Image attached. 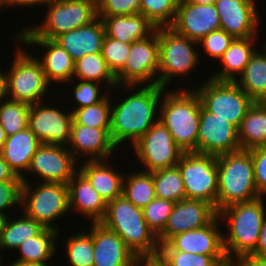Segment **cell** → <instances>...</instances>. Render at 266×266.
<instances>
[{
	"mask_svg": "<svg viewBox=\"0 0 266 266\" xmlns=\"http://www.w3.org/2000/svg\"><path fill=\"white\" fill-rule=\"evenodd\" d=\"M180 0H141V14L155 27L171 26Z\"/></svg>",
	"mask_w": 266,
	"mask_h": 266,
	"instance_id": "cell-40",
	"label": "cell"
},
{
	"mask_svg": "<svg viewBox=\"0 0 266 266\" xmlns=\"http://www.w3.org/2000/svg\"><path fill=\"white\" fill-rule=\"evenodd\" d=\"M262 47H263L262 49H264V50L266 51V45H264V44H263V46H262Z\"/></svg>",
	"mask_w": 266,
	"mask_h": 266,
	"instance_id": "cell-59",
	"label": "cell"
},
{
	"mask_svg": "<svg viewBox=\"0 0 266 266\" xmlns=\"http://www.w3.org/2000/svg\"><path fill=\"white\" fill-rule=\"evenodd\" d=\"M217 216L215 207L206 201L187 198L180 200L175 203L164 230L157 236L158 243L165 244L176 234L203 228Z\"/></svg>",
	"mask_w": 266,
	"mask_h": 266,
	"instance_id": "cell-17",
	"label": "cell"
},
{
	"mask_svg": "<svg viewBox=\"0 0 266 266\" xmlns=\"http://www.w3.org/2000/svg\"><path fill=\"white\" fill-rule=\"evenodd\" d=\"M98 18L102 19L107 36L124 43L144 39L157 28L142 14Z\"/></svg>",
	"mask_w": 266,
	"mask_h": 266,
	"instance_id": "cell-28",
	"label": "cell"
},
{
	"mask_svg": "<svg viewBox=\"0 0 266 266\" xmlns=\"http://www.w3.org/2000/svg\"><path fill=\"white\" fill-rule=\"evenodd\" d=\"M125 89L131 93L119 103L111 100L110 137L117 149L129 140L134 145L158 121L160 101L167 90L159 85H124Z\"/></svg>",
	"mask_w": 266,
	"mask_h": 266,
	"instance_id": "cell-1",
	"label": "cell"
},
{
	"mask_svg": "<svg viewBox=\"0 0 266 266\" xmlns=\"http://www.w3.org/2000/svg\"><path fill=\"white\" fill-rule=\"evenodd\" d=\"M88 232L93 241V266H134L136 255L114 231L100 222H91Z\"/></svg>",
	"mask_w": 266,
	"mask_h": 266,
	"instance_id": "cell-22",
	"label": "cell"
},
{
	"mask_svg": "<svg viewBox=\"0 0 266 266\" xmlns=\"http://www.w3.org/2000/svg\"><path fill=\"white\" fill-rule=\"evenodd\" d=\"M198 45L180 35L170 26L159 27V71L158 85L164 89L175 77L189 75L200 62Z\"/></svg>",
	"mask_w": 266,
	"mask_h": 266,
	"instance_id": "cell-9",
	"label": "cell"
},
{
	"mask_svg": "<svg viewBox=\"0 0 266 266\" xmlns=\"http://www.w3.org/2000/svg\"><path fill=\"white\" fill-rule=\"evenodd\" d=\"M53 0H0V9H2L1 7H4L5 8V6L7 7V6H15V7H17V6H25V7H35V6H37L38 7V5L40 6V5H48V4H50L51 2H52Z\"/></svg>",
	"mask_w": 266,
	"mask_h": 266,
	"instance_id": "cell-49",
	"label": "cell"
},
{
	"mask_svg": "<svg viewBox=\"0 0 266 266\" xmlns=\"http://www.w3.org/2000/svg\"><path fill=\"white\" fill-rule=\"evenodd\" d=\"M30 105L3 96L0 98V124L6 136L16 134L28 127Z\"/></svg>",
	"mask_w": 266,
	"mask_h": 266,
	"instance_id": "cell-37",
	"label": "cell"
},
{
	"mask_svg": "<svg viewBox=\"0 0 266 266\" xmlns=\"http://www.w3.org/2000/svg\"><path fill=\"white\" fill-rule=\"evenodd\" d=\"M217 213L234 204L259 198L254 166L249 150H239L217 156Z\"/></svg>",
	"mask_w": 266,
	"mask_h": 266,
	"instance_id": "cell-5",
	"label": "cell"
},
{
	"mask_svg": "<svg viewBox=\"0 0 266 266\" xmlns=\"http://www.w3.org/2000/svg\"><path fill=\"white\" fill-rule=\"evenodd\" d=\"M22 181L0 182V214L5 215L7 208L21 206Z\"/></svg>",
	"mask_w": 266,
	"mask_h": 266,
	"instance_id": "cell-47",
	"label": "cell"
},
{
	"mask_svg": "<svg viewBox=\"0 0 266 266\" xmlns=\"http://www.w3.org/2000/svg\"><path fill=\"white\" fill-rule=\"evenodd\" d=\"M166 93V94H165ZM159 105L160 121L184 152H195L201 113V100L192 89L163 91Z\"/></svg>",
	"mask_w": 266,
	"mask_h": 266,
	"instance_id": "cell-2",
	"label": "cell"
},
{
	"mask_svg": "<svg viewBox=\"0 0 266 266\" xmlns=\"http://www.w3.org/2000/svg\"><path fill=\"white\" fill-rule=\"evenodd\" d=\"M239 150L238 129L201 105L196 153L218 156Z\"/></svg>",
	"mask_w": 266,
	"mask_h": 266,
	"instance_id": "cell-15",
	"label": "cell"
},
{
	"mask_svg": "<svg viewBox=\"0 0 266 266\" xmlns=\"http://www.w3.org/2000/svg\"><path fill=\"white\" fill-rule=\"evenodd\" d=\"M194 90L202 106L216 117L227 120L237 129L254 101L234 82L218 81L208 77Z\"/></svg>",
	"mask_w": 266,
	"mask_h": 266,
	"instance_id": "cell-10",
	"label": "cell"
},
{
	"mask_svg": "<svg viewBox=\"0 0 266 266\" xmlns=\"http://www.w3.org/2000/svg\"><path fill=\"white\" fill-rule=\"evenodd\" d=\"M159 27L131 43L124 67L115 75L117 85H158Z\"/></svg>",
	"mask_w": 266,
	"mask_h": 266,
	"instance_id": "cell-12",
	"label": "cell"
},
{
	"mask_svg": "<svg viewBox=\"0 0 266 266\" xmlns=\"http://www.w3.org/2000/svg\"><path fill=\"white\" fill-rule=\"evenodd\" d=\"M142 171L152 172L175 167L184 153L167 128L157 121L134 145H132ZM146 167V168H145Z\"/></svg>",
	"mask_w": 266,
	"mask_h": 266,
	"instance_id": "cell-13",
	"label": "cell"
},
{
	"mask_svg": "<svg viewBox=\"0 0 266 266\" xmlns=\"http://www.w3.org/2000/svg\"><path fill=\"white\" fill-rule=\"evenodd\" d=\"M97 17L141 14V0H96Z\"/></svg>",
	"mask_w": 266,
	"mask_h": 266,
	"instance_id": "cell-45",
	"label": "cell"
},
{
	"mask_svg": "<svg viewBox=\"0 0 266 266\" xmlns=\"http://www.w3.org/2000/svg\"><path fill=\"white\" fill-rule=\"evenodd\" d=\"M191 3H197L202 5L214 4L216 0H188Z\"/></svg>",
	"mask_w": 266,
	"mask_h": 266,
	"instance_id": "cell-56",
	"label": "cell"
},
{
	"mask_svg": "<svg viewBox=\"0 0 266 266\" xmlns=\"http://www.w3.org/2000/svg\"><path fill=\"white\" fill-rule=\"evenodd\" d=\"M48 264L49 263L14 261L12 264H8L7 266H49Z\"/></svg>",
	"mask_w": 266,
	"mask_h": 266,
	"instance_id": "cell-53",
	"label": "cell"
},
{
	"mask_svg": "<svg viewBox=\"0 0 266 266\" xmlns=\"http://www.w3.org/2000/svg\"><path fill=\"white\" fill-rule=\"evenodd\" d=\"M76 84L73 85L74 89L72 92L74 93V96L72 97H74V102L75 104L77 103V106H71L72 109H78L97 104L109 94L107 89H105V91H101L100 89L102 88V84L97 82L79 80L76 82ZM102 92H104V94ZM100 93L102 94L100 95Z\"/></svg>",
	"mask_w": 266,
	"mask_h": 266,
	"instance_id": "cell-44",
	"label": "cell"
},
{
	"mask_svg": "<svg viewBox=\"0 0 266 266\" xmlns=\"http://www.w3.org/2000/svg\"><path fill=\"white\" fill-rule=\"evenodd\" d=\"M38 102L30 105L28 128L41 143L67 146L73 122L72 111H63L54 105Z\"/></svg>",
	"mask_w": 266,
	"mask_h": 266,
	"instance_id": "cell-14",
	"label": "cell"
},
{
	"mask_svg": "<svg viewBox=\"0 0 266 266\" xmlns=\"http://www.w3.org/2000/svg\"><path fill=\"white\" fill-rule=\"evenodd\" d=\"M122 195L136 207L147 206L155 198L152 172L140 170L125 175Z\"/></svg>",
	"mask_w": 266,
	"mask_h": 266,
	"instance_id": "cell-35",
	"label": "cell"
},
{
	"mask_svg": "<svg viewBox=\"0 0 266 266\" xmlns=\"http://www.w3.org/2000/svg\"><path fill=\"white\" fill-rule=\"evenodd\" d=\"M241 150L266 145V102H254L238 127Z\"/></svg>",
	"mask_w": 266,
	"mask_h": 266,
	"instance_id": "cell-30",
	"label": "cell"
},
{
	"mask_svg": "<svg viewBox=\"0 0 266 266\" xmlns=\"http://www.w3.org/2000/svg\"><path fill=\"white\" fill-rule=\"evenodd\" d=\"M108 160L83 161L78 171L106 203L122 195L124 174L108 165Z\"/></svg>",
	"mask_w": 266,
	"mask_h": 266,
	"instance_id": "cell-27",
	"label": "cell"
},
{
	"mask_svg": "<svg viewBox=\"0 0 266 266\" xmlns=\"http://www.w3.org/2000/svg\"><path fill=\"white\" fill-rule=\"evenodd\" d=\"M69 210L88 218L92 223L101 222L106 214L107 203L78 171L67 183Z\"/></svg>",
	"mask_w": 266,
	"mask_h": 266,
	"instance_id": "cell-25",
	"label": "cell"
},
{
	"mask_svg": "<svg viewBox=\"0 0 266 266\" xmlns=\"http://www.w3.org/2000/svg\"><path fill=\"white\" fill-rule=\"evenodd\" d=\"M66 243V255L69 266H93L94 249L92 236L88 231L70 234Z\"/></svg>",
	"mask_w": 266,
	"mask_h": 266,
	"instance_id": "cell-39",
	"label": "cell"
},
{
	"mask_svg": "<svg viewBox=\"0 0 266 266\" xmlns=\"http://www.w3.org/2000/svg\"><path fill=\"white\" fill-rule=\"evenodd\" d=\"M76 78L84 81L97 82L102 85L105 83L104 85H107L108 91L123 88L122 85H117L116 77L109 69L101 53L87 54L76 60L74 62V82Z\"/></svg>",
	"mask_w": 266,
	"mask_h": 266,
	"instance_id": "cell-32",
	"label": "cell"
},
{
	"mask_svg": "<svg viewBox=\"0 0 266 266\" xmlns=\"http://www.w3.org/2000/svg\"><path fill=\"white\" fill-rule=\"evenodd\" d=\"M6 134H5V131L4 129L2 128L1 124H0V152H2V149H3V146H4V143L6 141Z\"/></svg>",
	"mask_w": 266,
	"mask_h": 266,
	"instance_id": "cell-54",
	"label": "cell"
},
{
	"mask_svg": "<svg viewBox=\"0 0 266 266\" xmlns=\"http://www.w3.org/2000/svg\"><path fill=\"white\" fill-rule=\"evenodd\" d=\"M234 37L226 31L219 29L204 36L199 42L198 46L202 45L204 53L219 60L224 52L228 49Z\"/></svg>",
	"mask_w": 266,
	"mask_h": 266,
	"instance_id": "cell-46",
	"label": "cell"
},
{
	"mask_svg": "<svg viewBox=\"0 0 266 266\" xmlns=\"http://www.w3.org/2000/svg\"><path fill=\"white\" fill-rule=\"evenodd\" d=\"M59 232L50 228H44L35 237L25 240L17 250L21 253L20 262L47 263L57 251L55 243Z\"/></svg>",
	"mask_w": 266,
	"mask_h": 266,
	"instance_id": "cell-34",
	"label": "cell"
},
{
	"mask_svg": "<svg viewBox=\"0 0 266 266\" xmlns=\"http://www.w3.org/2000/svg\"><path fill=\"white\" fill-rule=\"evenodd\" d=\"M6 218L7 217L5 215L0 214V236H1V231L3 229L4 223L6 221Z\"/></svg>",
	"mask_w": 266,
	"mask_h": 266,
	"instance_id": "cell-57",
	"label": "cell"
},
{
	"mask_svg": "<svg viewBox=\"0 0 266 266\" xmlns=\"http://www.w3.org/2000/svg\"><path fill=\"white\" fill-rule=\"evenodd\" d=\"M252 254L260 257H266V217L260 230L256 250Z\"/></svg>",
	"mask_w": 266,
	"mask_h": 266,
	"instance_id": "cell-52",
	"label": "cell"
},
{
	"mask_svg": "<svg viewBox=\"0 0 266 266\" xmlns=\"http://www.w3.org/2000/svg\"><path fill=\"white\" fill-rule=\"evenodd\" d=\"M254 166V179L260 197L266 195V145L249 150Z\"/></svg>",
	"mask_w": 266,
	"mask_h": 266,
	"instance_id": "cell-48",
	"label": "cell"
},
{
	"mask_svg": "<svg viewBox=\"0 0 266 266\" xmlns=\"http://www.w3.org/2000/svg\"><path fill=\"white\" fill-rule=\"evenodd\" d=\"M100 223L118 234L136 257L158 255L157 237L148 228L142 208L123 195L107 203L106 214Z\"/></svg>",
	"mask_w": 266,
	"mask_h": 266,
	"instance_id": "cell-4",
	"label": "cell"
},
{
	"mask_svg": "<svg viewBox=\"0 0 266 266\" xmlns=\"http://www.w3.org/2000/svg\"><path fill=\"white\" fill-rule=\"evenodd\" d=\"M257 49L234 81L254 102H266V51Z\"/></svg>",
	"mask_w": 266,
	"mask_h": 266,
	"instance_id": "cell-31",
	"label": "cell"
},
{
	"mask_svg": "<svg viewBox=\"0 0 266 266\" xmlns=\"http://www.w3.org/2000/svg\"><path fill=\"white\" fill-rule=\"evenodd\" d=\"M21 47L16 49L12 65L4 73V96L28 105L46 102L44 96H47L50 84L45 78L42 64L34 54Z\"/></svg>",
	"mask_w": 266,
	"mask_h": 266,
	"instance_id": "cell-7",
	"label": "cell"
},
{
	"mask_svg": "<svg viewBox=\"0 0 266 266\" xmlns=\"http://www.w3.org/2000/svg\"><path fill=\"white\" fill-rule=\"evenodd\" d=\"M105 35L103 21L97 17L86 26L60 34L54 41L64 48L75 62L87 54L101 53Z\"/></svg>",
	"mask_w": 266,
	"mask_h": 266,
	"instance_id": "cell-24",
	"label": "cell"
},
{
	"mask_svg": "<svg viewBox=\"0 0 266 266\" xmlns=\"http://www.w3.org/2000/svg\"><path fill=\"white\" fill-rule=\"evenodd\" d=\"M5 181H22V179L14 173L0 152V182Z\"/></svg>",
	"mask_w": 266,
	"mask_h": 266,
	"instance_id": "cell-51",
	"label": "cell"
},
{
	"mask_svg": "<svg viewBox=\"0 0 266 266\" xmlns=\"http://www.w3.org/2000/svg\"><path fill=\"white\" fill-rule=\"evenodd\" d=\"M130 48L131 43H124L105 35L101 55L114 75L124 67Z\"/></svg>",
	"mask_w": 266,
	"mask_h": 266,
	"instance_id": "cell-43",
	"label": "cell"
},
{
	"mask_svg": "<svg viewBox=\"0 0 266 266\" xmlns=\"http://www.w3.org/2000/svg\"><path fill=\"white\" fill-rule=\"evenodd\" d=\"M109 94L97 104L70 109L73 115L72 124H80L83 126L95 128H110L111 118V99Z\"/></svg>",
	"mask_w": 266,
	"mask_h": 266,
	"instance_id": "cell-38",
	"label": "cell"
},
{
	"mask_svg": "<svg viewBox=\"0 0 266 266\" xmlns=\"http://www.w3.org/2000/svg\"><path fill=\"white\" fill-rule=\"evenodd\" d=\"M158 256L167 266H223L226 256H209L179 251H159Z\"/></svg>",
	"mask_w": 266,
	"mask_h": 266,
	"instance_id": "cell-41",
	"label": "cell"
},
{
	"mask_svg": "<svg viewBox=\"0 0 266 266\" xmlns=\"http://www.w3.org/2000/svg\"><path fill=\"white\" fill-rule=\"evenodd\" d=\"M180 170L187 199H200L216 209L218 193L217 156L183 153L176 165Z\"/></svg>",
	"mask_w": 266,
	"mask_h": 266,
	"instance_id": "cell-11",
	"label": "cell"
},
{
	"mask_svg": "<svg viewBox=\"0 0 266 266\" xmlns=\"http://www.w3.org/2000/svg\"><path fill=\"white\" fill-rule=\"evenodd\" d=\"M255 39L234 38L228 49L218 60L222 67L217 72H213L210 78L218 81H235L249 63L250 57L255 53ZM237 76V77H236Z\"/></svg>",
	"mask_w": 266,
	"mask_h": 266,
	"instance_id": "cell-29",
	"label": "cell"
},
{
	"mask_svg": "<svg viewBox=\"0 0 266 266\" xmlns=\"http://www.w3.org/2000/svg\"><path fill=\"white\" fill-rule=\"evenodd\" d=\"M264 197L228 206L218 212L220 221H227L229 231L223 234V248L229 262L252 254L266 217ZM235 258V259H234Z\"/></svg>",
	"mask_w": 266,
	"mask_h": 266,
	"instance_id": "cell-3",
	"label": "cell"
},
{
	"mask_svg": "<svg viewBox=\"0 0 266 266\" xmlns=\"http://www.w3.org/2000/svg\"><path fill=\"white\" fill-rule=\"evenodd\" d=\"M44 227L36 222L34 219L29 218L24 213L18 219L6 218L0 236V252L5 249H17L21 243L29 238L38 235ZM3 253H0V259L3 261Z\"/></svg>",
	"mask_w": 266,
	"mask_h": 266,
	"instance_id": "cell-33",
	"label": "cell"
},
{
	"mask_svg": "<svg viewBox=\"0 0 266 266\" xmlns=\"http://www.w3.org/2000/svg\"><path fill=\"white\" fill-rule=\"evenodd\" d=\"M219 222L220 219L217 216L210 224L203 228L176 234L165 244L159 245V251L226 256L223 248V233L219 230Z\"/></svg>",
	"mask_w": 266,
	"mask_h": 266,
	"instance_id": "cell-19",
	"label": "cell"
},
{
	"mask_svg": "<svg viewBox=\"0 0 266 266\" xmlns=\"http://www.w3.org/2000/svg\"><path fill=\"white\" fill-rule=\"evenodd\" d=\"M175 202L154 198L143 210V216L148 228L156 237L164 230Z\"/></svg>",
	"mask_w": 266,
	"mask_h": 266,
	"instance_id": "cell-42",
	"label": "cell"
},
{
	"mask_svg": "<svg viewBox=\"0 0 266 266\" xmlns=\"http://www.w3.org/2000/svg\"><path fill=\"white\" fill-rule=\"evenodd\" d=\"M40 24L24 28L17 38L54 40L60 34L86 26L97 18L96 0H53Z\"/></svg>",
	"mask_w": 266,
	"mask_h": 266,
	"instance_id": "cell-6",
	"label": "cell"
},
{
	"mask_svg": "<svg viewBox=\"0 0 266 266\" xmlns=\"http://www.w3.org/2000/svg\"><path fill=\"white\" fill-rule=\"evenodd\" d=\"M223 266H237V265L234 262H228L227 264H225Z\"/></svg>",
	"mask_w": 266,
	"mask_h": 266,
	"instance_id": "cell-58",
	"label": "cell"
},
{
	"mask_svg": "<svg viewBox=\"0 0 266 266\" xmlns=\"http://www.w3.org/2000/svg\"><path fill=\"white\" fill-rule=\"evenodd\" d=\"M21 206L29 218L40 223L44 228L60 232L54 221L69 214L68 186L63 183L41 182L30 184L22 181Z\"/></svg>",
	"mask_w": 266,
	"mask_h": 266,
	"instance_id": "cell-8",
	"label": "cell"
},
{
	"mask_svg": "<svg viewBox=\"0 0 266 266\" xmlns=\"http://www.w3.org/2000/svg\"><path fill=\"white\" fill-rule=\"evenodd\" d=\"M42 143L27 127L25 130L7 136L2 156L14 173L26 181V174L33 155Z\"/></svg>",
	"mask_w": 266,
	"mask_h": 266,
	"instance_id": "cell-26",
	"label": "cell"
},
{
	"mask_svg": "<svg viewBox=\"0 0 266 266\" xmlns=\"http://www.w3.org/2000/svg\"><path fill=\"white\" fill-rule=\"evenodd\" d=\"M4 96V71L0 69V98Z\"/></svg>",
	"mask_w": 266,
	"mask_h": 266,
	"instance_id": "cell-55",
	"label": "cell"
},
{
	"mask_svg": "<svg viewBox=\"0 0 266 266\" xmlns=\"http://www.w3.org/2000/svg\"><path fill=\"white\" fill-rule=\"evenodd\" d=\"M66 147L77 161L83 154L88 156V161L109 160L117 148L111 140L110 128H95L80 124L71 125L70 139Z\"/></svg>",
	"mask_w": 266,
	"mask_h": 266,
	"instance_id": "cell-21",
	"label": "cell"
},
{
	"mask_svg": "<svg viewBox=\"0 0 266 266\" xmlns=\"http://www.w3.org/2000/svg\"><path fill=\"white\" fill-rule=\"evenodd\" d=\"M155 197L178 202L186 198L184 182L177 166L152 171Z\"/></svg>",
	"mask_w": 266,
	"mask_h": 266,
	"instance_id": "cell-36",
	"label": "cell"
},
{
	"mask_svg": "<svg viewBox=\"0 0 266 266\" xmlns=\"http://www.w3.org/2000/svg\"><path fill=\"white\" fill-rule=\"evenodd\" d=\"M255 0H216L221 29L234 38L258 37L260 23Z\"/></svg>",
	"mask_w": 266,
	"mask_h": 266,
	"instance_id": "cell-20",
	"label": "cell"
},
{
	"mask_svg": "<svg viewBox=\"0 0 266 266\" xmlns=\"http://www.w3.org/2000/svg\"><path fill=\"white\" fill-rule=\"evenodd\" d=\"M19 40V41H18ZM17 41L28 47H43L45 52L38 60L42 64L45 78L49 84L73 82L74 60L69 53L54 40L46 38H17ZM54 81V82H53Z\"/></svg>",
	"mask_w": 266,
	"mask_h": 266,
	"instance_id": "cell-23",
	"label": "cell"
},
{
	"mask_svg": "<svg viewBox=\"0 0 266 266\" xmlns=\"http://www.w3.org/2000/svg\"><path fill=\"white\" fill-rule=\"evenodd\" d=\"M170 27L195 42L221 29L219 14L214 4L202 5L188 0H180L175 20Z\"/></svg>",
	"mask_w": 266,
	"mask_h": 266,
	"instance_id": "cell-18",
	"label": "cell"
},
{
	"mask_svg": "<svg viewBox=\"0 0 266 266\" xmlns=\"http://www.w3.org/2000/svg\"><path fill=\"white\" fill-rule=\"evenodd\" d=\"M234 263L237 266H266V257L247 254L240 256Z\"/></svg>",
	"mask_w": 266,
	"mask_h": 266,
	"instance_id": "cell-50",
	"label": "cell"
},
{
	"mask_svg": "<svg viewBox=\"0 0 266 266\" xmlns=\"http://www.w3.org/2000/svg\"><path fill=\"white\" fill-rule=\"evenodd\" d=\"M77 162L66 146L42 143L33 155L27 172L28 175H37L42 182L67 185L78 172Z\"/></svg>",
	"mask_w": 266,
	"mask_h": 266,
	"instance_id": "cell-16",
	"label": "cell"
}]
</instances>
